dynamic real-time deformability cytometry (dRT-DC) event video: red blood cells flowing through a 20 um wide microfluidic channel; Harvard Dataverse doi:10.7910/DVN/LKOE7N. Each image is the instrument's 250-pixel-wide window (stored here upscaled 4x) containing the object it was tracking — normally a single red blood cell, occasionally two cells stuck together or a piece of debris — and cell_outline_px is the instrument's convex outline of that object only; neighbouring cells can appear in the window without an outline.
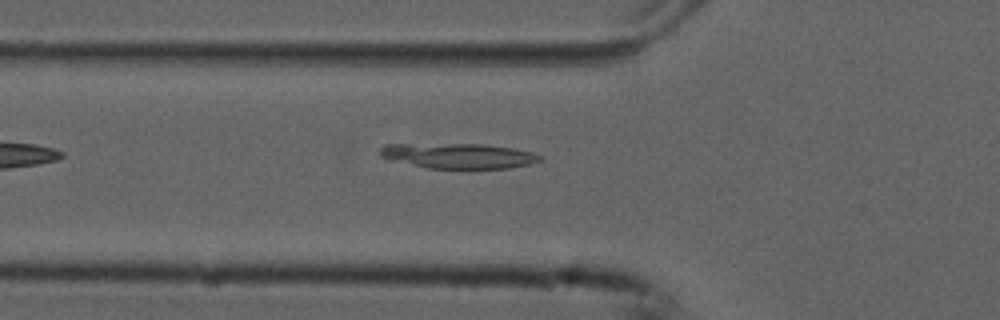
{"species": "common noctule bat (a hibernating species)", "species_latin": "Nyctalus noctula", "temperature_condition": "cold", "stored_images_in_passage": 37, "camera_frame_rate_fps": 3000, "um_per_image_px": 0.085, "animal": {"sex": "male", "forearm_length_mm": 52.5}, "frame": {"image": 1, "passage_image": 2, "time_ms": 0.333, "image_size_px": [1000, 320], "cell_outline_px": [[544, 156], [540, 160], [532, 164], [508, 168], [428, 168], [388, 160], [380, 156], [380, 148], [384, 144], [484, 144], [512, 148], [532, 152]], "centroid_in_image_um": [38.96, 13.24], "position_along_channel_um": 86.8, "area_um2": 23.52}}
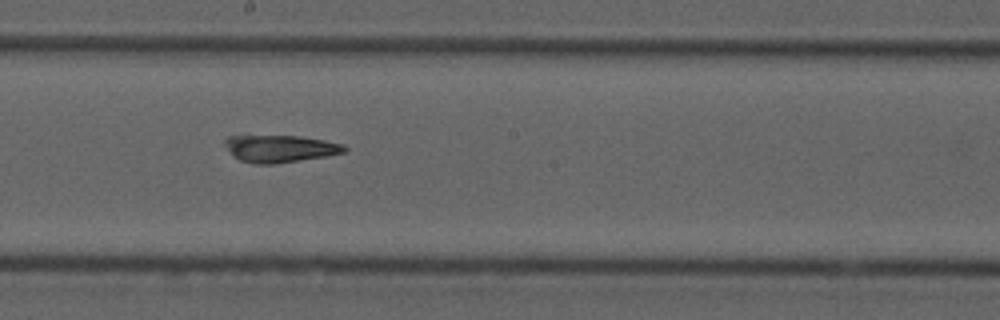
{"frame": {"image": 2, "passage_image": 13, "time_ms": 4.0, "image_size_px": [1000, 320], "cell_outline_px": [[348, 148], [344, 152], [324, 156], [272, 164], [252, 164], [240, 160], [224, 144], [224, 140], [228, 136], [300, 136], [324, 140], [344, 144]], "centroid_in_image_um": [23.82, 12.62], "position_along_channel_um": 224.4, "area_um2": 18.61}}
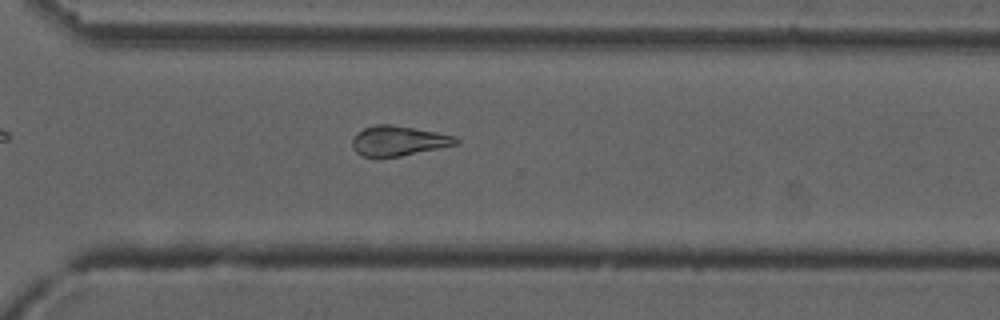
{"frame": {"image": 3, "passage_image": 22, "time_ms": 7.0, "image_size_px": [1000, 320], "cell_outline_px": [[460, 144], [400, 156], [364, 156], [356, 152], [352, 148], [352, 140], [364, 128], [376, 124], [392, 124], [436, 132], [456, 136], [460, 140]], "centroid_in_image_um": [33.92, 11.96], "position_along_channel_um": 336.7, "area_um2": 17.92}}